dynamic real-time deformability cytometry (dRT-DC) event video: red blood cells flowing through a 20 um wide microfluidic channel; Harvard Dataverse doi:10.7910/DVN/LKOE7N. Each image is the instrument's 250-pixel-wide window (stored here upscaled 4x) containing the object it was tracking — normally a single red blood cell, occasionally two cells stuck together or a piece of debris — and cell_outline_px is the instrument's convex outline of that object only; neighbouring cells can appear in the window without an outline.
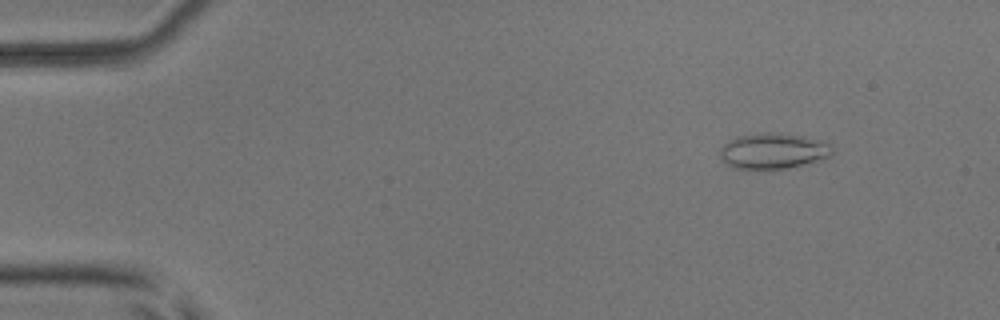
{"species": "common noctule bat (a hibernating species)", "species_latin": "Nyctalus noctula", "temperature_condition": "room temperature", "stored_images_in_passage": 53, "camera_frame_rate_fps": 3000, "um_per_image_px": 0.085, "animal": {"sex": "male", "body_mass_g": 17.9, "forearm_length_mm": 54.2}, "frame": {"image": 1, "passage_image": 6, "time_ms": 1.667, "image_size_px": [1000, 320], "cell_outline_px": [[836, 152], [832, 156], [824, 160], [788, 168], [736, 168], [728, 164], [720, 156], [720, 148], [728, 140], [736, 136], [760, 132], [768, 132], [804, 136], [828, 140]], "centroid_in_image_um": [65.83, 12.81], "position_along_channel_um": 19.2, "area_um2": 23.81}}
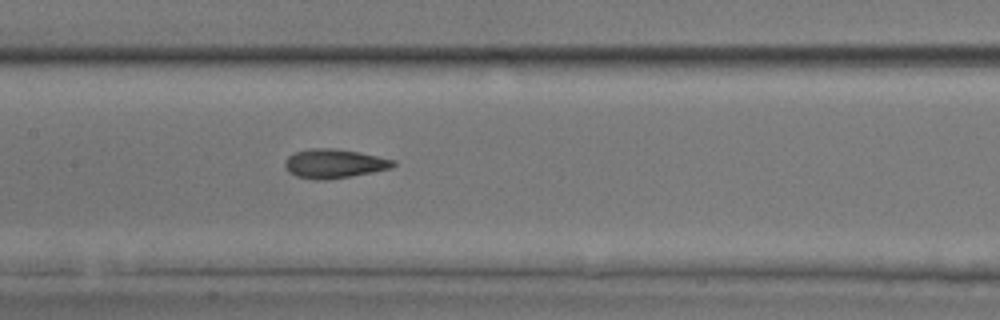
{"frame": {"image": 2, "passage_image": 26, "time_ms": 8.333, "image_size_px": [1000, 320], "cell_outline_px": [[396, 164], [392, 168], [372, 172], [328, 180], [316, 180], [296, 176], [288, 172], [284, 168], [284, 160], [288, 156], [296, 152], [308, 148], [336, 148], [360, 152], [396, 160]], "centroid_in_image_um": [28.39, 13.9], "position_along_channel_um": 179.0, "area_um2": 18.61}}
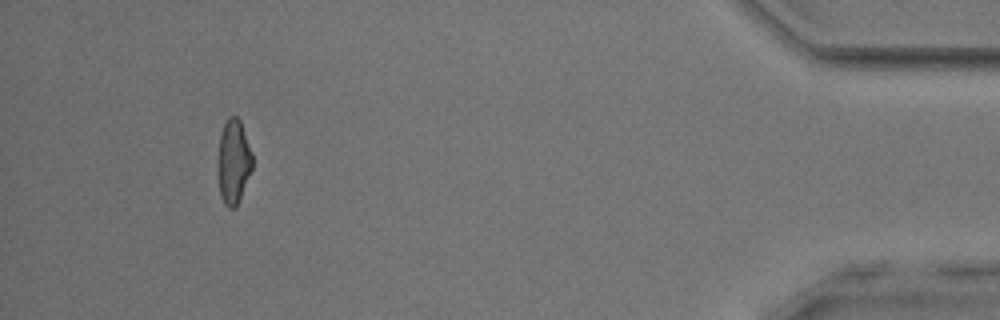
{"frame": {"image": 3, "passage_image": 49, "time_ms": 16.0, "image_size_px": [1000, 320], "cell_outline_px": [[252, 168], [240, 196], [236, 204], [232, 208], [228, 208], [224, 204], [220, 196], [216, 168], [220, 136], [224, 124], [228, 116], [236, 116], [240, 120], [252, 152]], "centroid_in_image_um": [19.81, 13.72], "position_along_channel_um": 415.4, "area_um2": 16.99}, "authors_computed_cell_mechanics": {"area_um2": 18.0914, "velocity_mm_per_s": 3.9265, "shape_relaxation_time_tau1_ms": 4.2613, "shape_relaxation_time_tau2_ms": 2.4713, "deformation_change_tau1": 0.1552, "deformation_change_tau2": 0.0966}}